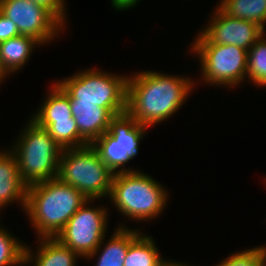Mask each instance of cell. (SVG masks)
<instances>
[{"label": "cell", "instance_id": "6da1fadb", "mask_svg": "<svg viewBox=\"0 0 266 266\" xmlns=\"http://www.w3.org/2000/svg\"><path fill=\"white\" fill-rule=\"evenodd\" d=\"M135 74L128 76L126 112L148 128L173 116L194 87V80L186 76L154 70Z\"/></svg>", "mask_w": 266, "mask_h": 266}, {"label": "cell", "instance_id": "7a4b0ae2", "mask_svg": "<svg viewBox=\"0 0 266 266\" xmlns=\"http://www.w3.org/2000/svg\"><path fill=\"white\" fill-rule=\"evenodd\" d=\"M87 199L58 178L27 187L25 212L37 236L56 237Z\"/></svg>", "mask_w": 266, "mask_h": 266}, {"label": "cell", "instance_id": "3957f363", "mask_svg": "<svg viewBox=\"0 0 266 266\" xmlns=\"http://www.w3.org/2000/svg\"><path fill=\"white\" fill-rule=\"evenodd\" d=\"M149 174L137 170L113 175L109 199L130 220H150L165 210L168 191Z\"/></svg>", "mask_w": 266, "mask_h": 266}, {"label": "cell", "instance_id": "277c9868", "mask_svg": "<svg viewBox=\"0 0 266 266\" xmlns=\"http://www.w3.org/2000/svg\"><path fill=\"white\" fill-rule=\"evenodd\" d=\"M24 127L16 144L10 148L16 157L22 180L31 185L57 178L63 149L46 129L33 120L30 119Z\"/></svg>", "mask_w": 266, "mask_h": 266}, {"label": "cell", "instance_id": "5b68a950", "mask_svg": "<svg viewBox=\"0 0 266 266\" xmlns=\"http://www.w3.org/2000/svg\"><path fill=\"white\" fill-rule=\"evenodd\" d=\"M113 175L92 145L62 150L57 178L91 202L109 197Z\"/></svg>", "mask_w": 266, "mask_h": 266}, {"label": "cell", "instance_id": "8992f818", "mask_svg": "<svg viewBox=\"0 0 266 266\" xmlns=\"http://www.w3.org/2000/svg\"><path fill=\"white\" fill-rule=\"evenodd\" d=\"M101 71L86 69L56 83L69 96L70 102L96 103L113 116L126 112L128 76Z\"/></svg>", "mask_w": 266, "mask_h": 266}, {"label": "cell", "instance_id": "52a82bcc", "mask_svg": "<svg viewBox=\"0 0 266 266\" xmlns=\"http://www.w3.org/2000/svg\"><path fill=\"white\" fill-rule=\"evenodd\" d=\"M148 127L138 123L127 112L114 116L110 127L92 146L99 153L101 160L114 173L134 172L125 164L138 153L139 144Z\"/></svg>", "mask_w": 266, "mask_h": 266}, {"label": "cell", "instance_id": "ba28073f", "mask_svg": "<svg viewBox=\"0 0 266 266\" xmlns=\"http://www.w3.org/2000/svg\"><path fill=\"white\" fill-rule=\"evenodd\" d=\"M192 53L201 65V76L205 83L214 86H238L247 78L248 51L223 44H191ZM246 77V78H245ZM244 81V82H243Z\"/></svg>", "mask_w": 266, "mask_h": 266}, {"label": "cell", "instance_id": "9c48e42d", "mask_svg": "<svg viewBox=\"0 0 266 266\" xmlns=\"http://www.w3.org/2000/svg\"><path fill=\"white\" fill-rule=\"evenodd\" d=\"M89 203L87 200L55 237L83 259L105 239L108 227V208L90 207Z\"/></svg>", "mask_w": 266, "mask_h": 266}, {"label": "cell", "instance_id": "30bf717a", "mask_svg": "<svg viewBox=\"0 0 266 266\" xmlns=\"http://www.w3.org/2000/svg\"><path fill=\"white\" fill-rule=\"evenodd\" d=\"M0 11L15 23L19 34L34 37L41 45L65 27L47 8L31 0H0Z\"/></svg>", "mask_w": 266, "mask_h": 266}, {"label": "cell", "instance_id": "8fae6325", "mask_svg": "<svg viewBox=\"0 0 266 266\" xmlns=\"http://www.w3.org/2000/svg\"><path fill=\"white\" fill-rule=\"evenodd\" d=\"M215 8L208 26L198 33L193 44L235 45L248 51L266 32L254 22L230 17L218 6Z\"/></svg>", "mask_w": 266, "mask_h": 266}, {"label": "cell", "instance_id": "7c38bea8", "mask_svg": "<svg viewBox=\"0 0 266 266\" xmlns=\"http://www.w3.org/2000/svg\"><path fill=\"white\" fill-rule=\"evenodd\" d=\"M70 107L79 134L89 145L108 131L114 117L106 108L98 107L96 103L70 102Z\"/></svg>", "mask_w": 266, "mask_h": 266}, {"label": "cell", "instance_id": "4fadbf2b", "mask_svg": "<svg viewBox=\"0 0 266 266\" xmlns=\"http://www.w3.org/2000/svg\"><path fill=\"white\" fill-rule=\"evenodd\" d=\"M7 150L0 151V207L18 201L25 209L28 185L19 175L15 155Z\"/></svg>", "mask_w": 266, "mask_h": 266}, {"label": "cell", "instance_id": "5bb4252c", "mask_svg": "<svg viewBox=\"0 0 266 266\" xmlns=\"http://www.w3.org/2000/svg\"><path fill=\"white\" fill-rule=\"evenodd\" d=\"M38 241L40 245L38 244L36 247L38 249L35 254L29 246L25 245L24 264L34 263L33 266H76L78 258H81L55 237H40Z\"/></svg>", "mask_w": 266, "mask_h": 266}, {"label": "cell", "instance_id": "9a60e30c", "mask_svg": "<svg viewBox=\"0 0 266 266\" xmlns=\"http://www.w3.org/2000/svg\"><path fill=\"white\" fill-rule=\"evenodd\" d=\"M40 42L28 35H18L6 41L0 42V70L1 75L6 78L7 74L17 72L30 60L34 48Z\"/></svg>", "mask_w": 266, "mask_h": 266}, {"label": "cell", "instance_id": "2e32d148", "mask_svg": "<svg viewBox=\"0 0 266 266\" xmlns=\"http://www.w3.org/2000/svg\"><path fill=\"white\" fill-rule=\"evenodd\" d=\"M140 231L135 229H129L124 225H119L115 232H113L111 238L106 242L105 246L104 240L95 249V251L87 256L85 259L94 258V256H99L97 258V263L95 266H124V260L129 248V245L140 235ZM103 247L102 252L100 249ZM100 252V253H99ZM99 254V255H98Z\"/></svg>", "mask_w": 266, "mask_h": 266}, {"label": "cell", "instance_id": "e0dca14e", "mask_svg": "<svg viewBox=\"0 0 266 266\" xmlns=\"http://www.w3.org/2000/svg\"><path fill=\"white\" fill-rule=\"evenodd\" d=\"M49 90L51 91L43 100V105H40L37 113L31 115V120L44 129L54 120H75L71 112L70 98L64 90L57 83Z\"/></svg>", "mask_w": 266, "mask_h": 266}, {"label": "cell", "instance_id": "ac0fdd59", "mask_svg": "<svg viewBox=\"0 0 266 266\" xmlns=\"http://www.w3.org/2000/svg\"><path fill=\"white\" fill-rule=\"evenodd\" d=\"M217 6L228 16L254 22L265 30L266 0H222Z\"/></svg>", "mask_w": 266, "mask_h": 266}, {"label": "cell", "instance_id": "d6986e66", "mask_svg": "<svg viewBox=\"0 0 266 266\" xmlns=\"http://www.w3.org/2000/svg\"><path fill=\"white\" fill-rule=\"evenodd\" d=\"M154 239L141 234L129 245L124 266H158L164 259L155 246Z\"/></svg>", "mask_w": 266, "mask_h": 266}, {"label": "cell", "instance_id": "ffe728a7", "mask_svg": "<svg viewBox=\"0 0 266 266\" xmlns=\"http://www.w3.org/2000/svg\"><path fill=\"white\" fill-rule=\"evenodd\" d=\"M45 129L62 149L89 145L80 136L75 120H54Z\"/></svg>", "mask_w": 266, "mask_h": 266}, {"label": "cell", "instance_id": "44dd1931", "mask_svg": "<svg viewBox=\"0 0 266 266\" xmlns=\"http://www.w3.org/2000/svg\"><path fill=\"white\" fill-rule=\"evenodd\" d=\"M247 79L257 87L266 86V38L264 34L248 49Z\"/></svg>", "mask_w": 266, "mask_h": 266}, {"label": "cell", "instance_id": "7402d4cb", "mask_svg": "<svg viewBox=\"0 0 266 266\" xmlns=\"http://www.w3.org/2000/svg\"><path fill=\"white\" fill-rule=\"evenodd\" d=\"M0 227V266H25V243Z\"/></svg>", "mask_w": 266, "mask_h": 266}, {"label": "cell", "instance_id": "603a6c76", "mask_svg": "<svg viewBox=\"0 0 266 266\" xmlns=\"http://www.w3.org/2000/svg\"><path fill=\"white\" fill-rule=\"evenodd\" d=\"M264 247L259 246L229 255L216 266H262Z\"/></svg>", "mask_w": 266, "mask_h": 266}, {"label": "cell", "instance_id": "cb8c5ba5", "mask_svg": "<svg viewBox=\"0 0 266 266\" xmlns=\"http://www.w3.org/2000/svg\"><path fill=\"white\" fill-rule=\"evenodd\" d=\"M36 4H39L47 8L64 26L66 25V3L64 0H31Z\"/></svg>", "mask_w": 266, "mask_h": 266}, {"label": "cell", "instance_id": "d4e9b609", "mask_svg": "<svg viewBox=\"0 0 266 266\" xmlns=\"http://www.w3.org/2000/svg\"><path fill=\"white\" fill-rule=\"evenodd\" d=\"M18 35L20 34L15 23L0 11V42Z\"/></svg>", "mask_w": 266, "mask_h": 266}, {"label": "cell", "instance_id": "484cf974", "mask_svg": "<svg viewBox=\"0 0 266 266\" xmlns=\"http://www.w3.org/2000/svg\"><path fill=\"white\" fill-rule=\"evenodd\" d=\"M140 0H111L112 7L117 11H124L127 9H131L133 6L138 4L137 2Z\"/></svg>", "mask_w": 266, "mask_h": 266}, {"label": "cell", "instance_id": "4316f807", "mask_svg": "<svg viewBox=\"0 0 266 266\" xmlns=\"http://www.w3.org/2000/svg\"><path fill=\"white\" fill-rule=\"evenodd\" d=\"M158 266H187L185 263H183V262H181L180 263V261L179 262H174V260L172 261H169L168 262V260H163ZM189 266H191V265H189Z\"/></svg>", "mask_w": 266, "mask_h": 266}, {"label": "cell", "instance_id": "83f0119b", "mask_svg": "<svg viewBox=\"0 0 266 266\" xmlns=\"http://www.w3.org/2000/svg\"><path fill=\"white\" fill-rule=\"evenodd\" d=\"M262 266H266V249H264V256H263Z\"/></svg>", "mask_w": 266, "mask_h": 266}, {"label": "cell", "instance_id": "f1b7e54d", "mask_svg": "<svg viewBox=\"0 0 266 266\" xmlns=\"http://www.w3.org/2000/svg\"><path fill=\"white\" fill-rule=\"evenodd\" d=\"M5 78L1 75V70H0V83L3 82L2 80H4Z\"/></svg>", "mask_w": 266, "mask_h": 266}]
</instances>
